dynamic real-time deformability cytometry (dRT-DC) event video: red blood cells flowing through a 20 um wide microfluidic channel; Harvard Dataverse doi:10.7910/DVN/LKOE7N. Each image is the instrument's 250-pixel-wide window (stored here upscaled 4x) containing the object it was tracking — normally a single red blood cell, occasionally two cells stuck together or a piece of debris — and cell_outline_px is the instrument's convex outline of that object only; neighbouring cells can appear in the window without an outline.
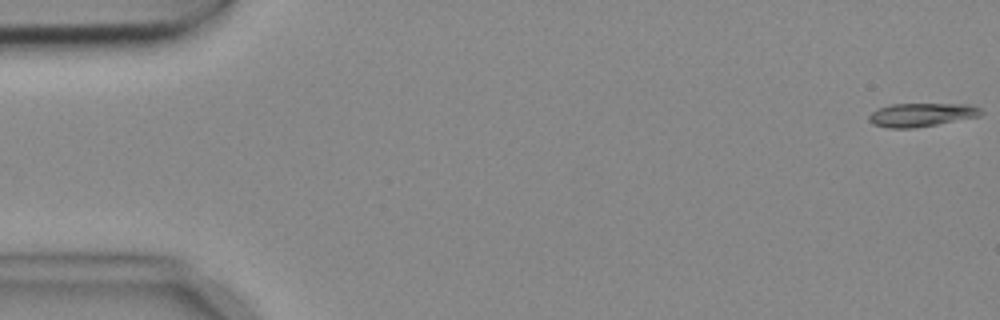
{"species": "common noctule bat (a hibernating species)", "species_latin": "Nyctalus noctula", "temperature_condition": "cold", "stored_images_in_passage": 2, "segment_of_instrument_passage": [2, 2], "camera_frame_rate_fps": 3000, "um_per_image_px": 0.085, "animal": {"sex": "female", "body_mass_g": 18.4}, "frame": {"image": 1, "passage_image": 2, "time_ms": 0.333, "image_size_px": [1000, 320], "cell_outline_px": [[984, 112], [980, 116], [936, 124], [912, 128], [888, 128], [872, 124], [868, 120], [868, 116], [872, 112], [880, 108], [892, 104], [968, 104], [980, 108]], "centroid_in_image_um": [78.32, 9.75], "position_along_channel_um": 6.7, "area_um2": 15.26}}